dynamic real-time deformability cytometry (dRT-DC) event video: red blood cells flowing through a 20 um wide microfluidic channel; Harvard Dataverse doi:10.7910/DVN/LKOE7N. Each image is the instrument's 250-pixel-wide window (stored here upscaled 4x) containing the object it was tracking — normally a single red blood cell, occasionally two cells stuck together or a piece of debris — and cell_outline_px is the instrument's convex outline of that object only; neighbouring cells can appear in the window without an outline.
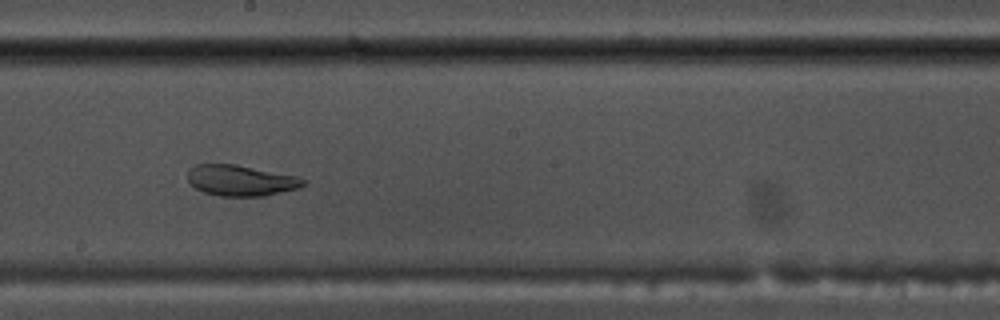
{"species": "common noctule bat (a hibernating species)", "species_latin": "Nyctalus noctula", "temperature_condition": "warm", "stored_images_in_passage": 54, "camera_frame_rate_fps": 3000, "um_per_image_px": 0.085, "animal": {"sex": "male", "body_mass_g": 17.5, "forearm_length_mm": 52.3}, "frame": {"image": 1, "passage_image": 30, "time_ms": 9.667, "image_size_px": [1000, 320], "cell_outline_px": [[308, 180], [300, 188], [264, 196], [220, 196], [204, 192], [188, 184], [188, 168], [196, 164], [236, 164], [296, 176]], "centroid_in_image_um": [20.45, 15.34], "position_along_channel_um": 227.7, "area_um2": 20.92}}
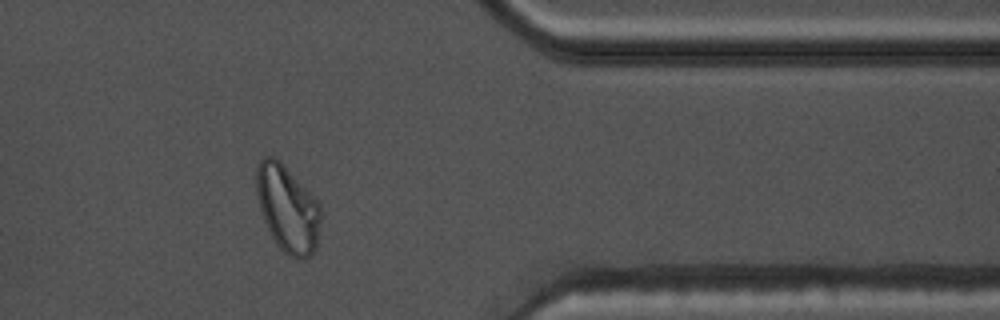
{"frame": {"image": 2, "passage_image": 44, "time_ms": 14.333, "image_size_px": [1000, 320], "cell_outline_px": [[320, 224], [316, 248], [312, 256], [296, 260], [288, 256], [276, 244], [264, 220], [260, 208], [256, 192], [256, 164], [264, 156], [276, 156], [284, 164], [320, 204]], "centroid_in_image_um": [24.43, 17.73], "position_along_channel_um": 387.0, "area_um2": 32.71}}
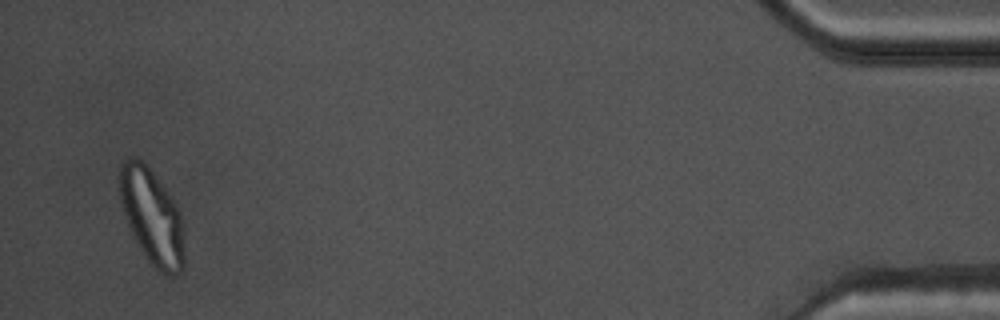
{"frame": {"image": 3, "passage_image": 52, "time_ms": 17.0, "image_size_px": [1000, 320], "cell_outline_px": [[184, 268], [176, 276], [160, 272], [144, 256], [136, 244], [124, 216], [120, 200], [120, 164], [128, 156], [136, 156], [152, 172], [168, 192], [176, 204], [180, 212], [184, 224]], "centroid_in_image_um": [12.93, 18.44], "position_along_channel_um": 422.3, "area_um2": 36.3}}